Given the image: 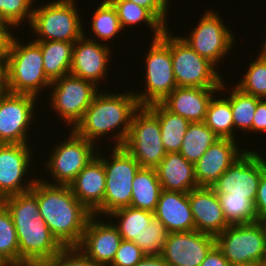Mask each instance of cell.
Listing matches in <instances>:
<instances>
[{
  "label": "cell",
  "instance_id": "obj_49",
  "mask_svg": "<svg viewBox=\"0 0 266 266\" xmlns=\"http://www.w3.org/2000/svg\"><path fill=\"white\" fill-rule=\"evenodd\" d=\"M234 266H263V263L252 262V263H247V264H238Z\"/></svg>",
  "mask_w": 266,
  "mask_h": 266
},
{
  "label": "cell",
  "instance_id": "obj_21",
  "mask_svg": "<svg viewBox=\"0 0 266 266\" xmlns=\"http://www.w3.org/2000/svg\"><path fill=\"white\" fill-rule=\"evenodd\" d=\"M195 230L216 237L228 226L217 193L209 187L188 192Z\"/></svg>",
  "mask_w": 266,
  "mask_h": 266
},
{
  "label": "cell",
  "instance_id": "obj_37",
  "mask_svg": "<svg viewBox=\"0 0 266 266\" xmlns=\"http://www.w3.org/2000/svg\"><path fill=\"white\" fill-rule=\"evenodd\" d=\"M249 64L244 78H240V82L235 86L243 93L266 99V57L257 55Z\"/></svg>",
  "mask_w": 266,
  "mask_h": 266
},
{
  "label": "cell",
  "instance_id": "obj_34",
  "mask_svg": "<svg viewBox=\"0 0 266 266\" xmlns=\"http://www.w3.org/2000/svg\"><path fill=\"white\" fill-rule=\"evenodd\" d=\"M91 31L93 36L103 42H110L123 30L121 28L116 8L109 0H102L100 6L92 14Z\"/></svg>",
  "mask_w": 266,
  "mask_h": 266
},
{
  "label": "cell",
  "instance_id": "obj_25",
  "mask_svg": "<svg viewBox=\"0 0 266 266\" xmlns=\"http://www.w3.org/2000/svg\"><path fill=\"white\" fill-rule=\"evenodd\" d=\"M155 169L163 190L188 193L199 187L194 164L187 161L179 152L166 153Z\"/></svg>",
  "mask_w": 266,
  "mask_h": 266
},
{
  "label": "cell",
  "instance_id": "obj_1",
  "mask_svg": "<svg viewBox=\"0 0 266 266\" xmlns=\"http://www.w3.org/2000/svg\"><path fill=\"white\" fill-rule=\"evenodd\" d=\"M2 202L8 208L16 229L19 266H39L64 248L40 216L37 196L32 190L7 197Z\"/></svg>",
  "mask_w": 266,
  "mask_h": 266
},
{
  "label": "cell",
  "instance_id": "obj_17",
  "mask_svg": "<svg viewBox=\"0 0 266 266\" xmlns=\"http://www.w3.org/2000/svg\"><path fill=\"white\" fill-rule=\"evenodd\" d=\"M215 245L213 235L197 230L171 232L161 256L168 266H200Z\"/></svg>",
  "mask_w": 266,
  "mask_h": 266
},
{
  "label": "cell",
  "instance_id": "obj_22",
  "mask_svg": "<svg viewBox=\"0 0 266 266\" xmlns=\"http://www.w3.org/2000/svg\"><path fill=\"white\" fill-rule=\"evenodd\" d=\"M225 83V84H224ZM222 82L219 89L200 87H176L161 103L172 113L192 122H204L208 105L216 92L227 87Z\"/></svg>",
  "mask_w": 266,
  "mask_h": 266
},
{
  "label": "cell",
  "instance_id": "obj_10",
  "mask_svg": "<svg viewBox=\"0 0 266 266\" xmlns=\"http://www.w3.org/2000/svg\"><path fill=\"white\" fill-rule=\"evenodd\" d=\"M145 56V92L133 90L140 106L162 102L177 87L170 46L161 37L152 39Z\"/></svg>",
  "mask_w": 266,
  "mask_h": 266
},
{
  "label": "cell",
  "instance_id": "obj_39",
  "mask_svg": "<svg viewBox=\"0 0 266 266\" xmlns=\"http://www.w3.org/2000/svg\"><path fill=\"white\" fill-rule=\"evenodd\" d=\"M168 234L162 222L154 217L142 233L141 250L146 255H161Z\"/></svg>",
  "mask_w": 266,
  "mask_h": 266
},
{
  "label": "cell",
  "instance_id": "obj_51",
  "mask_svg": "<svg viewBox=\"0 0 266 266\" xmlns=\"http://www.w3.org/2000/svg\"><path fill=\"white\" fill-rule=\"evenodd\" d=\"M261 222L264 224L265 229H266V218H264Z\"/></svg>",
  "mask_w": 266,
  "mask_h": 266
},
{
  "label": "cell",
  "instance_id": "obj_6",
  "mask_svg": "<svg viewBox=\"0 0 266 266\" xmlns=\"http://www.w3.org/2000/svg\"><path fill=\"white\" fill-rule=\"evenodd\" d=\"M75 0H55L33 8L29 26L37 38L35 42H76L85 32Z\"/></svg>",
  "mask_w": 266,
  "mask_h": 266
},
{
  "label": "cell",
  "instance_id": "obj_24",
  "mask_svg": "<svg viewBox=\"0 0 266 266\" xmlns=\"http://www.w3.org/2000/svg\"><path fill=\"white\" fill-rule=\"evenodd\" d=\"M154 217L169 233L195 230L188 193L162 189Z\"/></svg>",
  "mask_w": 266,
  "mask_h": 266
},
{
  "label": "cell",
  "instance_id": "obj_30",
  "mask_svg": "<svg viewBox=\"0 0 266 266\" xmlns=\"http://www.w3.org/2000/svg\"><path fill=\"white\" fill-rule=\"evenodd\" d=\"M218 137L205 122L189 124L179 153L189 162L196 163Z\"/></svg>",
  "mask_w": 266,
  "mask_h": 266
},
{
  "label": "cell",
  "instance_id": "obj_36",
  "mask_svg": "<svg viewBox=\"0 0 266 266\" xmlns=\"http://www.w3.org/2000/svg\"><path fill=\"white\" fill-rule=\"evenodd\" d=\"M225 219L229 225L258 222L254 204L246 196H227L217 193Z\"/></svg>",
  "mask_w": 266,
  "mask_h": 266
},
{
  "label": "cell",
  "instance_id": "obj_47",
  "mask_svg": "<svg viewBox=\"0 0 266 266\" xmlns=\"http://www.w3.org/2000/svg\"><path fill=\"white\" fill-rule=\"evenodd\" d=\"M135 266H168L161 255H146Z\"/></svg>",
  "mask_w": 266,
  "mask_h": 266
},
{
  "label": "cell",
  "instance_id": "obj_41",
  "mask_svg": "<svg viewBox=\"0 0 266 266\" xmlns=\"http://www.w3.org/2000/svg\"><path fill=\"white\" fill-rule=\"evenodd\" d=\"M146 254L133 241L122 239L121 244L109 266H135Z\"/></svg>",
  "mask_w": 266,
  "mask_h": 266
},
{
  "label": "cell",
  "instance_id": "obj_32",
  "mask_svg": "<svg viewBox=\"0 0 266 266\" xmlns=\"http://www.w3.org/2000/svg\"><path fill=\"white\" fill-rule=\"evenodd\" d=\"M216 98L212 97L204 122L218 137L236 140L230 101L226 97Z\"/></svg>",
  "mask_w": 266,
  "mask_h": 266
},
{
  "label": "cell",
  "instance_id": "obj_44",
  "mask_svg": "<svg viewBox=\"0 0 266 266\" xmlns=\"http://www.w3.org/2000/svg\"><path fill=\"white\" fill-rule=\"evenodd\" d=\"M9 27L13 29L10 24L0 21V62L2 64L6 61L10 44L14 36Z\"/></svg>",
  "mask_w": 266,
  "mask_h": 266
},
{
  "label": "cell",
  "instance_id": "obj_15",
  "mask_svg": "<svg viewBox=\"0 0 266 266\" xmlns=\"http://www.w3.org/2000/svg\"><path fill=\"white\" fill-rule=\"evenodd\" d=\"M37 99L32 95L11 92H7L1 98L0 143L28 144L27 132L30 131L29 126L34 121Z\"/></svg>",
  "mask_w": 266,
  "mask_h": 266
},
{
  "label": "cell",
  "instance_id": "obj_42",
  "mask_svg": "<svg viewBox=\"0 0 266 266\" xmlns=\"http://www.w3.org/2000/svg\"><path fill=\"white\" fill-rule=\"evenodd\" d=\"M133 3L142 6L148 9L166 28L168 24L167 22V10L169 9V4H167L164 0H129Z\"/></svg>",
  "mask_w": 266,
  "mask_h": 266
},
{
  "label": "cell",
  "instance_id": "obj_28",
  "mask_svg": "<svg viewBox=\"0 0 266 266\" xmlns=\"http://www.w3.org/2000/svg\"><path fill=\"white\" fill-rule=\"evenodd\" d=\"M37 43L41 46L45 75L51 82L70 74L75 42L45 41Z\"/></svg>",
  "mask_w": 266,
  "mask_h": 266
},
{
  "label": "cell",
  "instance_id": "obj_33",
  "mask_svg": "<svg viewBox=\"0 0 266 266\" xmlns=\"http://www.w3.org/2000/svg\"><path fill=\"white\" fill-rule=\"evenodd\" d=\"M0 259L6 266H19V242L12 216L0 201Z\"/></svg>",
  "mask_w": 266,
  "mask_h": 266
},
{
  "label": "cell",
  "instance_id": "obj_38",
  "mask_svg": "<svg viewBox=\"0 0 266 266\" xmlns=\"http://www.w3.org/2000/svg\"><path fill=\"white\" fill-rule=\"evenodd\" d=\"M35 0H0V21L10 24L14 29L23 21L31 22ZM26 19V20H25Z\"/></svg>",
  "mask_w": 266,
  "mask_h": 266
},
{
  "label": "cell",
  "instance_id": "obj_7",
  "mask_svg": "<svg viewBox=\"0 0 266 266\" xmlns=\"http://www.w3.org/2000/svg\"><path fill=\"white\" fill-rule=\"evenodd\" d=\"M170 32L167 28L160 37L170 46L177 87L219 89L224 80L218 68Z\"/></svg>",
  "mask_w": 266,
  "mask_h": 266
},
{
  "label": "cell",
  "instance_id": "obj_2",
  "mask_svg": "<svg viewBox=\"0 0 266 266\" xmlns=\"http://www.w3.org/2000/svg\"><path fill=\"white\" fill-rule=\"evenodd\" d=\"M37 196L40 216L63 247H77L92 216L67 185L36 179L31 189Z\"/></svg>",
  "mask_w": 266,
  "mask_h": 266
},
{
  "label": "cell",
  "instance_id": "obj_5",
  "mask_svg": "<svg viewBox=\"0 0 266 266\" xmlns=\"http://www.w3.org/2000/svg\"><path fill=\"white\" fill-rule=\"evenodd\" d=\"M97 155L102 159L106 173L105 195L102 205L92 215L104 214L101 217L107 218L111 212L130 206L132 182L141 166L124 147H112L111 160L104 158L100 151Z\"/></svg>",
  "mask_w": 266,
  "mask_h": 266
},
{
  "label": "cell",
  "instance_id": "obj_40",
  "mask_svg": "<svg viewBox=\"0 0 266 266\" xmlns=\"http://www.w3.org/2000/svg\"><path fill=\"white\" fill-rule=\"evenodd\" d=\"M39 266H96L78 247H64L54 258Z\"/></svg>",
  "mask_w": 266,
  "mask_h": 266
},
{
  "label": "cell",
  "instance_id": "obj_46",
  "mask_svg": "<svg viewBox=\"0 0 266 266\" xmlns=\"http://www.w3.org/2000/svg\"><path fill=\"white\" fill-rule=\"evenodd\" d=\"M200 266H231L222 251L215 245L207 254Z\"/></svg>",
  "mask_w": 266,
  "mask_h": 266
},
{
  "label": "cell",
  "instance_id": "obj_48",
  "mask_svg": "<svg viewBox=\"0 0 266 266\" xmlns=\"http://www.w3.org/2000/svg\"><path fill=\"white\" fill-rule=\"evenodd\" d=\"M8 92L4 66L0 68V100Z\"/></svg>",
  "mask_w": 266,
  "mask_h": 266
},
{
  "label": "cell",
  "instance_id": "obj_31",
  "mask_svg": "<svg viewBox=\"0 0 266 266\" xmlns=\"http://www.w3.org/2000/svg\"><path fill=\"white\" fill-rule=\"evenodd\" d=\"M116 8L121 28L146 23L153 31V39L159 38L167 29L148 9L129 0H109Z\"/></svg>",
  "mask_w": 266,
  "mask_h": 266
},
{
  "label": "cell",
  "instance_id": "obj_27",
  "mask_svg": "<svg viewBox=\"0 0 266 266\" xmlns=\"http://www.w3.org/2000/svg\"><path fill=\"white\" fill-rule=\"evenodd\" d=\"M161 191L162 187L156 169L140 168L132 182L130 206L154 213Z\"/></svg>",
  "mask_w": 266,
  "mask_h": 266
},
{
  "label": "cell",
  "instance_id": "obj_53",
  "mask_svg": "<svg viewBox=\"0 0 266 266\" xmlns=\"http://www.w3.org/2000/svg\"><path fill=\"white\" fill-rule=\"evenodd\" d=\"M263 266H266V259H265L264 262H263Z\"/></svg>",
  "mask_w": 266,
  "mask_h": 266
},
{
  "label": "cell",
  "instance_id": "obj_16",
  "mask_svg": "<svg viewBox=\"0 0 266 266\" xmlns=\"http://www.w3.org/2000/svg\"><path fill=\"white\" fill-rule=\"evenodd\" d=\"M32 154L29 144L0 143V201L32 189L36 179L24 178L33 166Z\"/></svg>",
  "mask_w": 266,
  "mask_h": 266
},
{
  "label": "cell",
  "instance_id": "obj_19",
  "mask_svg": "<svg viewBox=\"0 0 266 266\" xmlns=\"http://www.w3.org/2000/svg\"><path fill=\"white\" fill-rule=\"evenodd\" d=\"M87 36L83 34L74 43L70 74L98 87L99 82L107 78L111 50L106 43L99 42L98 38L95 40L94 37Z\"/></svg>",
  "mask_w": 266,
  "mask_h": 266
},
{
  "label": "cell",
  "instance_id": "obj_12",
  "mask_svg": "<svg viewBox=\"0 0 266 266\" xmlns=\"http://www.w3.org/2000/svg\"><path fill=\"white\" fill-rule=\"evenodd\" d=\"M51 88V108L55 110V113L57 112L66 125H70L71 129L82 119L99 89L92 82L71 74L53 81Z\"/></svg>",
  "mask_w": 266,
  "mask_h": 266
},
{
  "label": "cell",
  "instance_id": "obj_4",
  "mask_svg": "<svg viewBox=\"0 0 266 266\" xmlns=\"http://www.w3.org/2000/svg\"><path fill=\"white\" fill-rule=\"evenodd\" d=\"M13 36L9 53L3 64L6 73L8 92L27 94L38 98L44 89L50 88L51 81L46 77L41 46L35 41L21 43Z\"/></svg>",
  "mask_w": 266,
  "mask_h": 266
},
{
  "label": "cell",
  "instance_id": "obj_3",
  "mask_svg": "<svg viewBox=\"0 0 266 266\" xmlns=\"http://www.w3.org/2000/svg\"><path fill=\"white\" fill-rule=\"evenodd\" d=\"M99 92L87 108L82 119L72 128L78 135L97 142L101 137L115 132V147H123L129 135L134 112L140 107L134 92ZM96 140V141H94Z\"/></svg>",
  "mask_w": 266,
  "mask_h": 266
},
{
  "label": "cell",
  "instance_id": "obj_20",
  "mask_svg": "<svg viewBox=\"0 0 266 266\" xmlns=\"http://www.w3.org/2000/svg\"><path fill=\"white\" fill-rule=\"evenodd\" d=\"M220 138L194 163L195 178L199 187L212 188L223 173L246 149H238L237 141Z\"/></svg>",
  "mask_w": 266,
  "mask_h": 266
},
{
  "label": "cell",
  "instance_id": "obj_14",
  "mask_svg": "<svg viewBox=\"0 0 266 266\" xmlns=\"http://www.w3.org/2000/svg\"><path fill=\"white\" fill-rule=\"evenodd\" d=\"M266 170V159L258 151L246 150L223 173L212 189L227 196H246L253 204L261 174Z\"/></svg>",
  "mask_w": 266,
  "mask_h": 266
},
{
  "label": "cell",
  "instance_id": "obj_9",
  "mask_svg": "<svg viewBox=\"0 0 266 266\" xmlns=\"http://www.w3.org/2000/svg\"><path fill=\"white\" fill-rule=\"evenodd\" d=\"M215 240L231 266L266 259V229L261 221L229 225Z\"/></svg>",
  "mask_w": 266,
  "mask_h": 266
},
{
  "label": "cell",
  "instance_id": "obj_11",
  "mask_svg": "<svg viewBox=\"0 0 266 266\" xmlns=\"http://www.w3.org/2000/svg\"><path fill=\"white\" fill-rule=\"evenodd\" d=\"M57 143L45 162L54 183L43 178L41 180L52 185L69 186L78 173L97 155L98 149L94 150L96 143L88 141L71 128L68 139Z\"/></svg>",
  "mask_w": 266,
  "mask_h": 266
},
{
  "label": "cell",
  "instance_id": "obj_35",
  "mask_svg": "<svg viewBox=\"0 0 266 266\" xmlns=\"http://www.w3.org/2000/svg\"><path fill=\"white\" fill-rule=\"evenodd\" d=\"M227 98L230 101L231 111L234 121V130L252 132V121L257 108V103L261 98L243 93L235 85Z\"/></svg>",
  "mask_w": 266,
  "mask_h": 266
},
{
  "label": "cell",
  "instance_id": "obj_50",
  "mask_svg": "<svg viewBox=\"0 0 266 266\" xmlns=\"http://www.w3.org/2000/svg\"><path fill=\"white\" fill-rule=\"evenodd\" d=\"M263 49L260 50V53L258 55L266 57V39L264 41V46L262 47Z\"/></svg>",
  "mask_w": 266,
  "mask_h": 266
},
{
  "label": "cell",
  "instance_id": "obj_45",
  "mask_svg": "<svg viewBox=\"0 0 266 266\" xmlns=\"http://www.w3.org/2000/svg\"><path fill=\"white\" fill-rule=\"evenodd\" d=\"M253 132H266V99H260L252 121Z\"/></svg>",
  "mask_w": 266,
  "mask_h": 266
},
{
  "label": "cell",
  "instance_id": "obj_52",
  "mask_svg": "<svg viewBox=\"0 0 266 266\" xmlns=\"http://www.w3.org/2000/svg\"><path fill=\"white\" fill-rule=\"evenodd\" d=\"M0 266H6V265L2 262L1 259H0Z\"/></svg>",
  "mask_w": 266,
  "mask_h": 266
},
{
  "label": "cell",
  "instance_id": "obj_29",
  "mask_svg": "<svg viewBox=\"0 0 266 266\" xmlns=\"http://www.w3.org/2000/svg\"><path fill=\"white\" fill-rule=\"evenodd\" d=\"M107 217L109 220L110 217H114L118 220L116 224L113 223V225L117 228L122 239L133 241L140 247L142 233L154 218V213L129 206L117 209L107 215Z\"/></svg>",
  "mask_w": 266,
  "mask_h": 266
},
{
  "label": "cell",
  "instance_id": "obj_8",
  "mask_svg": "<svg viewBox=\"0 0 266 266\" xmlns=\"http://www.w3.org/2000/svg\"><path fill=\"white\" fill-rule=\"evenodd\" d=\"M123 147L141 168H156L165 157L167 152L162 142L159 120L147 106H140L134 112Z\"/></svg>",
  "mask_w": 266,
  "mask_h": 266
},
{
  "label": "cell",
  "instance_id": "obj_43",
  "mask_svg": "<svg viewBox=\"0 0 266 266\" xmlns=\"http://www.w3.org/2000/svg\"><path fill=\"white\" fill-rule=\"evenodd\" d=\"M254 208L259 221L266 218V170L261 174Z\"/></svg>",
  "mask_w": 266,
  "mask_h": 266
},
{
  "label": "cell",
  "instance_id": "obj_18",
  "mask_svg": "<svg viewBox=\"0 0 266 266\" xmlns=\"http://www.w3.org/2000/svg\"><path fill=\"white\" fill-rule=\"evenodd\" d=\"M92 215L86 224L80 244L77 246L96 266H109L121 244L122 237L112 219L102 221Z\"/></svg>",
  "mask_w": 266,
  "mask_h": 266
},
{
  "label": "cell",
  "instance_id": "obj_13",
  "mask_svg": "<svg viewBox=\"0 0 266 266\" xmlns=\"http://www.w3.org/2000/svg\"><path fill=\"white\" fill-rule=\"evenodd\" d=\"M215 10L206 11L191 34L182 39L200 56L215 66L228 56L233 48L234 34L227 28Z\"/></svg>",
  "mask_w": 266,
  "mask_h": 266
},
{
  "label": "cell",
  "instance_id": "obj_23",
  "mask_svg": "<svg viewBox=\"0 0 266 266\" xmlns=\"http://www.w3.org/2000/svg\"><path fill=\"white\" fill-rule=\"evenodd\" d=\"M105 179L103 161L96 155L69 185L73 195L92 214L103 203Z\"/></svg>",
  "mask_w": 266,
  "mask_h": 266
},
{
  "label": "cell",
  "instance_id": "obj_26",
  "mask_svg": "<svg viewBox=\"0 0 266 266\" xmlns=\"http://www.w3.org/2000/svg\"><path fill=\"white\" fill-rule=\"evenodd\" d=\"M147 107L159 120L161 138L166 152H179L190 122L169 111L161 102L152 103Z\"/></svg>",
  "mask_w": 266,
  "mask_h": 266
}]
</instances>
